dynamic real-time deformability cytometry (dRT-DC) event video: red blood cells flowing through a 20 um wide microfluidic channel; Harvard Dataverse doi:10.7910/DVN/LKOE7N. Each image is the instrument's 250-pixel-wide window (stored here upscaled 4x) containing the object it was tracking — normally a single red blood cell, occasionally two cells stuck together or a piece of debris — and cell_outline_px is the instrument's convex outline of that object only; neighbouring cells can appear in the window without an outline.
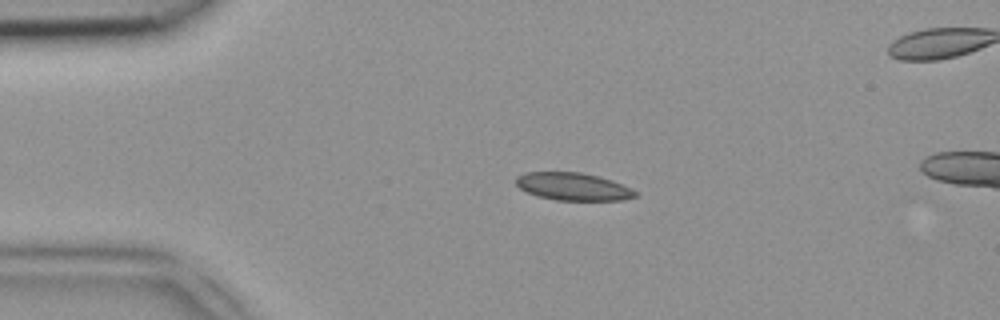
{"species": "common noctule bat (a hibernating species)", "species_latin": "Nyctalus noctula", "temperature_condition": "room temperature", "stored_images_in_passage": 14, "camera_frame_rate_fps": 3000, "um_per_image_px": 0.085, "animal": {"sex": "female", "body_mass_g": 18.4}, "frame": {"image": 1, "passage_image": 10, "time_ms": 3.0, "image_size_px": [1000, 320], "cell_outline_px": [[636, 196], [624, 200], [556, 200], [536, 196], [520, 188], [516, 184], [516, 176], [524, 172], [580, 172], [612, 180], [636, 192]], "centroid_in_image_um": [48.65, 15.86], "position_along_channel_um": 36.3, "area_um2": 19.02}}